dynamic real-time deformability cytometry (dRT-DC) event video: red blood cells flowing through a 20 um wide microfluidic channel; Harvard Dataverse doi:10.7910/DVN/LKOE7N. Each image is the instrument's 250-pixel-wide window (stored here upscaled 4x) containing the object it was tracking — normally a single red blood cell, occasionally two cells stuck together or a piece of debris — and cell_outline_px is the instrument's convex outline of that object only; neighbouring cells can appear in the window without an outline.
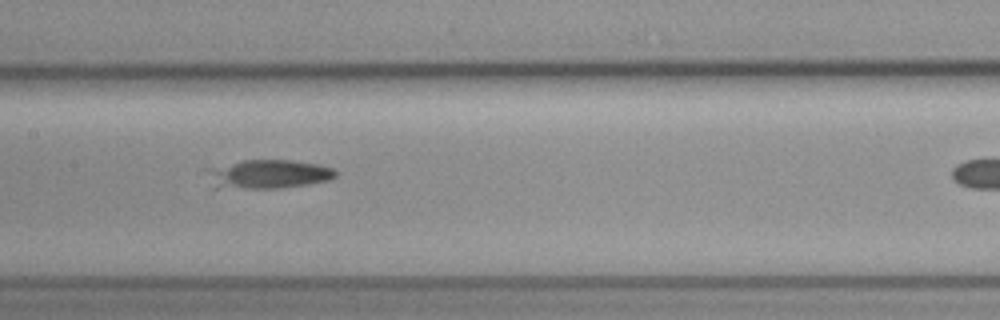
{"species": "common noctule bat (a hibernating species)", "species_latin": "Nyctalus noctula", "temperature_condition": "cold", "stored_images_in_passage": 12, "segment_of_instrument_passage": [2, 2], "camera_frame_rate_fps": 3000, "um_per_image_px": 0.085, "animal": {"sex": "female", "body_mass_g": 19.3, "forearm_length_mm": 54.1}, "frame": {"image": 1, "passage_image": 10, "time_ms": 3.0, "image_size_px": [1000, 320], "cell_outline_px": [[336, 176], [328, 180], [280, 188], [212, 188], [204, 168], [244, 160], [288, 160], [316, 164], [332, 168], [336, 172]], "centroid_in_image_um": [22.68, 14.8], "position_along_channel_um": 184.7, "area_um2": 21.62}}